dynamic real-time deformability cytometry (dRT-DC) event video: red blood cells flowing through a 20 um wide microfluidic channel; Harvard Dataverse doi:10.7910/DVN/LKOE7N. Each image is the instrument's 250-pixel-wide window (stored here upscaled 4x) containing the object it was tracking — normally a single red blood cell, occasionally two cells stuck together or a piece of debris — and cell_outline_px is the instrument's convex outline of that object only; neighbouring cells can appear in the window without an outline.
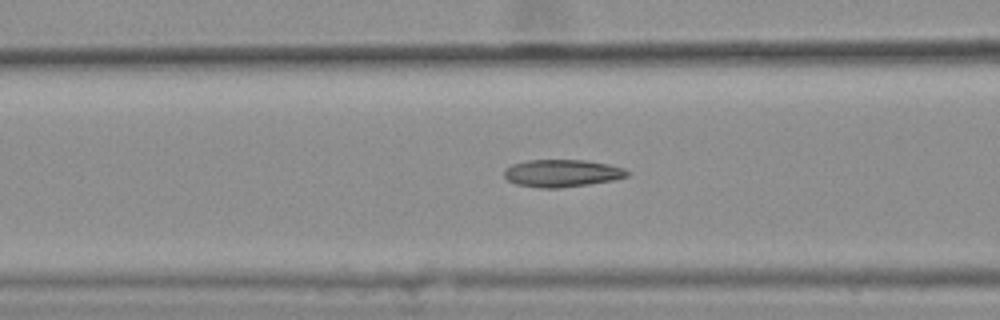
{"species": "common noctule bat (a hibernating species)", "species_latin": "Nyctalus noctula", "temperature_condition": "warm", "stored_images_in_passage": 49, "camera_frame_rate_fps": 3000, "um_per_image_px": 0.085, "animal": {"sex": "female", "body_mass_g": 25.1}, "frame": {"image": 1, "passage_image": 22, "time_ms": 7.0, "image_size_px": [1000, 320], "cell_outline_px": [[632, 172], [628, 176], [612, 180], [588, 184], [560, 188], [540, 188], [516, 184], [508, 180], [504, 176], [504, 172], [512, 164], [528, 160], [584, 160], [608, 164], [624, 168]], "centroid_in_image_um": [47.79, 14.72], "position_along_channel_um": 118.8, "area_um2": 19.59}}
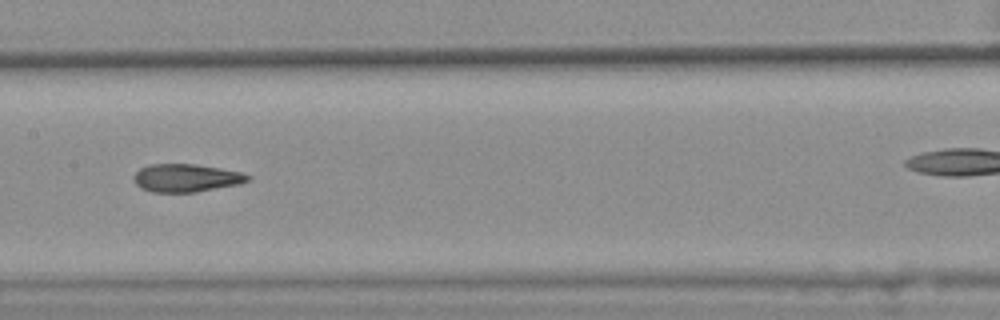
{"frame": {"image": 2, "passage_image": 28, "time_ms": 9.0, "image_size_px": [1000, 320], "cell_outline_px": [[252, 176], [248, 180], [240, 184], [196, 192], [152, 192], [140, 188], [136, 184], [132, 176], [140, 168], [148, 164], [196, 164], [220, 168], [240, 172]], "centroid_in_image_um": [15.8, 15.12], "position_along_channel_um": 191.6, "area_um2": 18.67}}
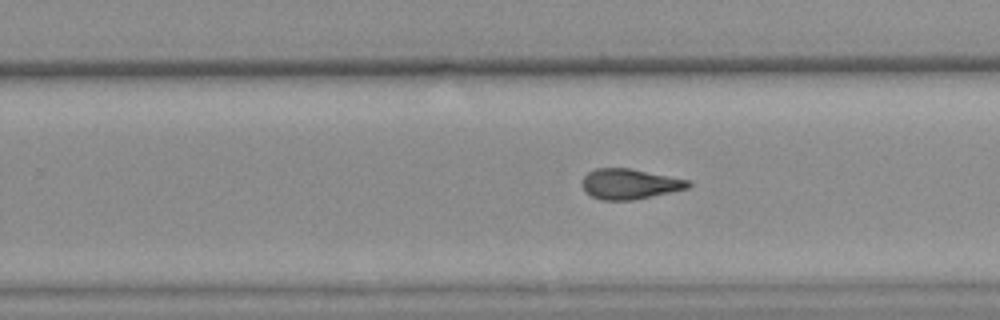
{"frame": {"image": 3, "passage_image": 35, "time_ms": 11.333, "image_size_px": [1000, 320], "cell_outline_px": [[692, 184], [688, 188], [632, 200], [600, 200], [592, 196], [584, 188], [584, 176], [588, 172], [596, 168], [628, 168], [688, 180]], "centroid_in_image_um": [53.52, 15.63], "position_along_channel_um": 276.3, "area_um2": 18.26}, "authors_computed_cell_mechanics": {"area_um2": 19.2474, "velocity_mm_per_s": 3.6415, "shape_relaxation_time_tau1_ms": null, "shape_relaxation_time_tau2_ms": 2.4184, "deformation_change_tau1": null, "deformation_change_tau2": 0.1011}}